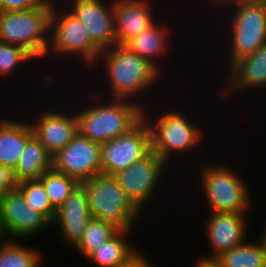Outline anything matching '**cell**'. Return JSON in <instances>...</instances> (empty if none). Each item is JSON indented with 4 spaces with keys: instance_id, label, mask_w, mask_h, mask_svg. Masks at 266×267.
I'll use <instances>...</instances> for the list:
<instances>
[{
    "instance_id": "cell-1",
    "label": "cell",
    "mask_w": 266,
    "mask_h": 267,
    "mask_svg": "<svg viewBox=\"0 0 266 267\" xmlns=\"http://www.w3.org/2000/svg\"><path fill=\"white\" fill-rule=\"evenodd\" d=\"M100 58L108 74L111 98L132 101L133 97L140 96L141 92L144 93L160 80L161 72L153 64L124 45L101 51L98 60Z\"/></svg>"
},
{
    "instance_id": "cell-2",
    "label": "cell",
    "mask_w": 266,
    "mask_h": 267,
    "mask_svg": "<svg viewBox=\"0 0 266 267\" xmlns=\"http://www.w3.org/2000/svg\"><path fill=\"white\" fill-rule=\"evenodd\" d=\"M111 100L105 105L103 102L90 104L86 109L76 111L78 130L83 136L102 144L129 132L144 118L142 103L118 98Z\"/></svg>"
},
{
    "instance_id": "cell-3",
    "label": "cell",
    "mask_w": 266,
    "mask_h": 267,
    "mask_svg": "<svg viewBox=\"0 0 266 267\" xmlns=\"http://www.w3.org/2000/svg\"><path fill=\"white\" fill-rule=\"evenodd\" d=\"M53 1L47 0L31 10L0 12V41L23 47L35 59L46 57Z\"/></svg>"
},
{
    "instance_id": "cell-4",
    "label": "cell",
    "mask_w": 266,
    "mask_h": 267,
    "mask_svg": "<svg viewBox=\"0 0 266 267\" xmlns=\"http://www.w3.org/2000/svg\"><path fill=\"white\" fill-rule=\"evenodd\" d=\"M92 218L112 224L118 230H132L141 212L129 200L114 176L97 175L81 182Z\"/></svg>"
},
{
    "instance_id": "cell-5",
    "label": "cell",
    "mask_w": 266,
    "mask_h": 267,
    "mask_svg": "<svg viewBox=\"0 0 266 267\" xmlns=\"http://www.w3.org/2000/svg\"><path fill=\"white\" fill-rule=\"evenodd\" d=\"M227 3L235 8L229 24L228 64L231 66L266 43V1H226L224 5Z\"/></svg>"
},
{
    "instance_id": "cell-6",
    "label": "cell",
    "mask_w": 266,
    "mask_h": 267,
    "mask_svg": "<svg viewBox=\"0 0 266 267\" xmlns=\"http://www.w3.org/2000/svg\"><path fill=\"white\" fill-rule=\"evenodd\" d=\"M203 166L201 185L211 212L246 213L251 200L241 175L225 164Z\"/></svg>"
},
{
    "instance_id": "cell-7",
    "label": "cell",
    "mask_w": 266,
    "mask_h": 267,
    "mask_svg": "<svg viewBox=\"0 0 266 267\" xmlns=\"http://www.w3.org/2000/svg\"><path fill=\"white\" fill-rule=\"evenodd\" d=\"M145 112L144 109V118L149 119L147 123L152 136V151L167 164L175 153H187L202 142L203 133L200 128L186 120L180 111H165L164 114L161 112L162 116L156 118V123H153Z\"/></svg>"
},
{
    "instance_id": "cell-8",
    "label": "cell",
    "mask_w": 266,
    "mask_h": 267,
    "mask_svg": "<svg viewBox=\"0 0 266 267\" xmlns=\"http://www.w3.org/2000/svg\"><path fill=\"white\" fill-rule=\"evenodd\" d=\"M53 5L51 14L50 46L48 51L58 55H78L85 64L95 65L101 51L93 44L87 29L68 9ZM58 9V10H56ZM60 11V12H58ZM61 13V14H60ZM88 62V63H87Z\"/></svg>"
},
{
    "instance_id": "cell-9",
    "label": "cell",
    "mask_w": 266,
    "mask_h": 267,
    "mask_svg": "<svg viewBox=\"0 0 266 267\" xmlns=\"http://www.w3.org/2000/svg\"><path fill=\"white\" fill-rule=\"evenodd\" d=\"M151 152V131L143 118L129 132L101 144L102 174L114 176Z\"/></svg>"
},
{
    "instance_id": "cell-10",
    "label": "cell",
    "mask_w": 266,
    "mask_h": 267,
    "mask_svg": "<svg viewBox=\"0 0 266 267\" xmlns=\"http://www.w3.org/2000/svg\"><path fill=\"white\" fill-rule=\"evenodd\" d=\"M101 144L78 132L73 140L52 157V168L79 183L102 174Z\"/></svg>"
},
{
    "instance_id": "cell-11",
    "label": "cell",
    "mask_w": 266,
    "mask_h": 267,
    "mask_svg": "<svg viewBox=\"0 0 266 267\" xmlns=\"http://www.w3.org/2000/svg\"><path fill=\"white\" fill-rule=\"evenodd\" d=\"M168 164L155 152L114 175L133 205L141 212L150 201Z\"/></svg>"
},
{
    "instance_id": "cell-12",
    "label": "cell",
    "mask_w": 266,
    "mask_h": 267,
    "mask_svg": "<svg viewBox=\"0 0 266 267\" xmlns=\"http://www.w3.org/2000/svg\"><path fill=\"white\" fill-rule=\"evenodd\" d=\"M0 220L10 240L33 236L52 224L43 214L26 204L18 189L0 197Z\"/></svg>"
},
{
    "instance_id": "cell-13",
    "label": "cell",
    "mask_w": 266,
    "mask_h": 267,
    "mask_svg": "<svg viewBox=\"0 0 266 267\" xmlns=\"http://www.w3.org/2000/svg\"><path fill=\"white\" fill-rule=\"evenodd\" d=\"M101 1L73 0L72 6H66L83 23L93 44L104 51L116 45V31L113 3L107 5Z\"/></svg>"
},
{
    "instance_id": "cell-14",
    "label": "cell",
    "mask_w": 266,
    "mask_h": 267,
    "mask_svg": "<svg viewBox=\"0 0 266 267\" xmlns=\"http://www.w3.org/2000/svg\"><path fill=\"white\" fill-rule=\"evenodd\" d=\"M74 113L44 111L34 122H30L34 135L52 156L66 147L79 132L78 119Z\"/></svg>"
},
{
    "instance_id": "cell-15",
    "label": "cell",
    "mask_w": 266,
    "mask_h": 267,
    "mask_svg": "<svg viewBox=\"0 0 266 267\" xmlns=\"http://www.w3.org/2000/svg\"><path fill=\"white\" fill-rule=\"evenodd\" d=\"M245 217V213L211 212L206 222L205 234L213 250L207 257H202L217 258L223 252L242 244L245 241L248 227Z\"/></svg>"
},
{
    "instance_id": "cell-16",
    "label": "cell",
    "mask_w": 266,
    "mask_h": 267,
    "mask_svg": "<svg viewBox=\"0 0 266 267\" xmlns=\"http://www.w3.org/2000/svg\"><path fill=\"white\" fill-rule=\"evenodd\" d=\"M91 218L85 188L79 183L56 210L52 224L58 223L61 226L62 240L74 248L81 240Z\"/></svg>"
},
{
    "instance_id": "cell-17",
    "label": "cell",
    "mask_w": 266,
    "mask_h": 267,
    "mask_svg": "<svg viewBox=\"0 0 266 267\" xmlns=\"http://www.w3.org/2000/svg\"><path fill=\"white\" fill-rule=\"evenodd\" d=\"M148 0H113L116 45H125L156 20Z\"/></svg>"
},
{
    "instance_id": "cell-18",
    "label": "cell",
    "mask_w": 266,
    "mask_h": 267,
    "mask_svg": "<svg viewBox=\"0 0 266 267\" xmlns=\"http://www.w3.org/2000/svg\"><path fill=\"white\" fill-rule=\"evenodd\" d=\"M228 67L229 82L221 96L228 97L229 93L235 91L243 92L245 89L266 86V43Z\"/></svg>"
},
{
    "instance_id": "cell-19",
    "label": "cell",
    "mask_w": 266,
    "mask_h": 267,
    "mask_svg": "<svg viewBox=\"0 0 266 267\" xmlns=\"http://www.w3.org/2000/svg\"><path fill=\"white\" fill-rule=\"evenodd\" d=\"M33 135L30 122L0 119V164L14 169Z\"/></svg>"
},
{
    "instance_id": "cell-20",
    "label": "cell",
    "mask_w": 266,
    "mask_h": 267,
    "mask_svg": "<svg viewBox=\"0 0 266 267\" xmlns=\"http://www.w3.org/2000/svg\"><path fill=\"white\" fill-rule=\"evenodd\" d=\"M165 25L154 22L150 27L144 30L140 35L133 37L124 46L131 52L136 53L141 58L148 60L160 72L161 65L157 63L158 56H163L167 52L168 39L170 38L169 29ZM161 55V56H160ZM155 58V59H154Z\"/></svg>"
},
{
    "instance_id": "cell-21",
    "label": "cell",
    "mask_w": 266,
    "mask_h": 267,
    "mask_svg": "<svg viewBox=\"0 0 266 267\" xmlns=\"http://www.w3.org/2000/svg\"><path fill=\"white\" fill-rule=\"evenodd\" d=\"M52 157L39 139L33 135L27 141L14 168L17 180L39 179L46 171L52 169Z\"/></svg>"
},
{
    "instance_id": "cell-22",
    "label": "cell",
    "mask_w": 266,
    "mask_h": 267,
    "mask_svg": "<svg viewBox=\"0 0 266 267\" xmlns=\"http://www.w3.org/2000/svg\"><path fill=\"white\" fill-rule=\"evenodd\" d=\"M130 231L132 230H118L86 259L99 267H121L139 251L126 240Z\"/></svg>"
},
{
    "instance_id": "cell-23",
    "label": "cell",
    "mask_w": 266,
    "mask_h": 267,
    "mask_svg": "<svg viewBox=\"0 0 266 267\" xmlns=\"http://www.w3.org/2000/svg\"><path fill=\"white\" fill-rule=\"evenodd\" d=\"M216 259L224 267H266V246L262 239L258 244L243 242Z\"/></svg>"
},
{
    "instance_id": "cell-24",
    "label": "cell",
    "mask_w": 266,
    "mask_h": 267,
    "mask_svg": "<svg viewBox=\"0 0 266 267\" xmlns=\"http://www.w3.org/2000/svg\"><path fill=\"white\" fill-rule=\"evenodd\" d=\"M9 238L0 246V267H40V251Z\"/></svg>"
},
{
    "instance_id": "cell-25",
    "label": "cell",
    "mask_w": 266,
    "mask_h": 267,
    "mask_svg": "<svg viewBox=\"0 0 266 267\" xmlns=\"http://www.w3.org/2000/svg\"><path fill=\"white\" fill-rule=\"evenodd\" d=\"M39 179L43 182L49 202L55 210L63 204L79 184L75 178L59 173L53 168L46 171Z\"/></svg>"
},
{
    "instance_id": "cell-26",
    "label": "cell",
    "mask_w": 266,
    "mask_h": 267,
    "mask_svg": "<svg viewBox=\"0 0 266 267\" xmlns=\"http://www.w3.org/2000/svg\"><path fill=\"white\" fill-rule=\"evenodd\" d=\"M118 231L112 224L91 218L79 243L74 247L87 258Z\"/></svg>"
},
{
    "instance_id": "cell-27",
    "label": "cell",
    "mask_w": 266,
    "mask_h": 267,
    "mask_svg": "<svg viewBox=\"0 0 266 267\" xmlns=\"http://www.w3.org/2000/svg\"><path fill=\"white\" fill-rule=\"evenodd\" d=\"M17 189L22 193L28 206L43 214L51 223L53 222L56 210L50 204L49 197L40 179L19 181Z\"/></svg>"
},
{
    "instance_id": "cell-28",
    "label": "cell",
    "mask_w": 266,
    "mask_h": 267,
    "mask_svg": "<svg viewBox=\"0 0 266 267\" xmlns=\"http://www.w3.org/2000/svg\"><path fill=\"white\" fill-rule=\"evenodd\" d=\"M34 57L23 47L0 41V76L12 74L16 66L31 61ZM18 64V65H17Z\"/></svg>"
},
{
    "instance_id": "cell-29",
    "label": "cell",
    "mask_w": 266,
    "mask_h": 267,
    "mask_svg": "<svg viewBox=\"0 0 266 267\" xmlns=\"http://www.w3.org/2000/svg\"><path fill=\"white\" fill-rule=\"evenodd\" d=\"M47 0H0V12L31 10L43 5Z\"/></svg>"
},
{
    "instance_id": "cell-30",
    "label": "cell",
    "mask_w": 266,
    "mask_h": 267,
    "mask_svg": "<svg viewBox=\"0 0 266 267\" xmlns=\"http://www.w3.org/2000/svg\"><path fill=\"white\" fill-rule=\"evenodd\" d=\"M18 183L14 169L0 164V197L17 189Z\"/></svg>"
},
{
    "instance_id": "cell-31",
    "label": "cell",
    "mask_w": 266,
    "mask_h": 267,
    "mask_svg": "<svg viewBox=\"0 0 266 267\" xmlns=\"http://www.w3.org/2000/svg\"><path fill=\"white\" fill-rule=\"evenodd\" d=\"M145 257L142 253L137 252L121 267H154L149 264L150 262Z\"/></svg>"
},
{
    "instance_id": "cell-32",
    "label": "cell",
    "mask_w": 266,
    "mask_h": 267,
    "mask_svg": "<svg viewBox=\"0 0 266 267\" xmlns=\"http://www.w3.org/2000/svg\"><path fill=\"white\" fill-rule=\"evenodd\" d=\"M195 267H224L216 258L200 257L196 261Z\"/></svg>"
},
{
    "instance_id": "cell-33",
    "label": "cell",
    "mask_w": 266,
    "mask_h": 267,
    "mask_svg": "<svg viewBox=\"0 0 266 267\" xmlns=\"http://www.w3.org/2000/svg\"><path fill=\"white\" fill-rule=\"evenodd\" d=\"M4 235L6 236L4 229L2 227L1 220H0V246H1V244H3L6 241L5 238H4V240H1L4 237Z\"/></svg>"
},
{
    "instance_id": "cell-34",
    "label": "cell",
    "mask_w": 266,
    "mask_h": 267,
    "mask_svg": "<svg viewBox=\"0 0 266 267\" xmlns=\"http://www.w3.org/2000/svg\"><path fill=\"white\" fill-rule=\"evenodd\" d=\"M227 1H266V0H227Z\"/></svg>"
},
{
    "instance_id": "cell-35",
    "label": "cell",
    "mask_w": 266,
    "mask_h": 267,
    "mask_svg": "<svg viewBox=\"0 0 266 267\" xmlns=\"http://www.w3.org/2000/svg\"><path fill=\"white\" fill-rule=\"evenodd\" d=\"M262 241L264 243V245L266 246V231H265V235H262Z\"/></svg>"
},
{
    "instance_id": "cell-36",
    "label": "cell",
    "mask_w": 266,
    "mask_h": 267,
    "mask_svg": "<svg viewBox=\"0 0 266 267\" xmlns=\"http://www.w3.org/2000/svg\"><path fill=\"white\" fill-rule=\"evenodd\" d=\"M216 1H217L219 4H221V3L224 4L227 0H215V2H216Z\"/></svg>"
}]
</instances>
